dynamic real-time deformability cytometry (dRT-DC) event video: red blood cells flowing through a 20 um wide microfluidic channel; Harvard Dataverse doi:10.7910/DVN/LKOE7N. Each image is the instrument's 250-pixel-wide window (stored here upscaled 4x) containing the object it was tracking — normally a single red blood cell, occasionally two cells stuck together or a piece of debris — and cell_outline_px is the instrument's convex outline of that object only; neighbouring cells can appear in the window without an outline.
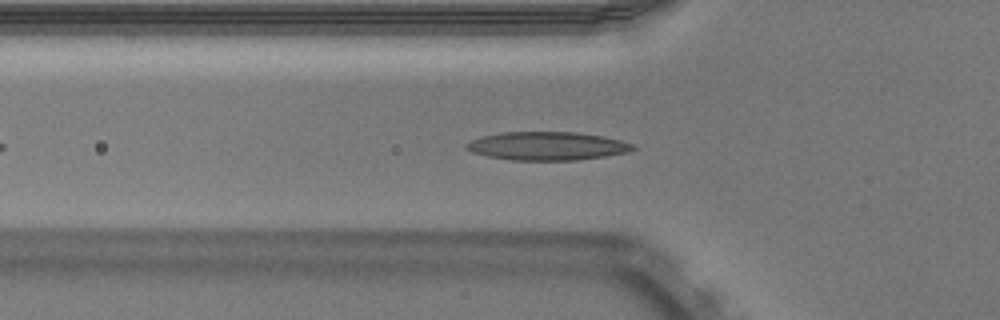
{"species": "Egyptian fruit bat (a non-hibernating species)", "species_latin": "Rousettus aegyptiacus", "temperature_condition": "warm", "stored_images_in_passage": 40, "camera_frame_rate_fps": 3000, "um_per_image_px": 0.085, "animal": {"sex": "male"}, "frame": {"image": 1, "passage_image": 9, "time_ms": 2.667, "image_size_px": [1000, 320], "cell_outline_px": [[636, 148], [628, 152], [604, 156], [576, 160], [512, 160], [488, 156], [472, 152], [464, 148], [464, 144], [472, 140], [484, 136], [500, 132], [576, 132], [604, 136], [620, 140], [632, 144]], "centroid_in_image_um": [46.49, 12.4], "position_along_channel_um": 79.3, "area_um2": 27.46}}
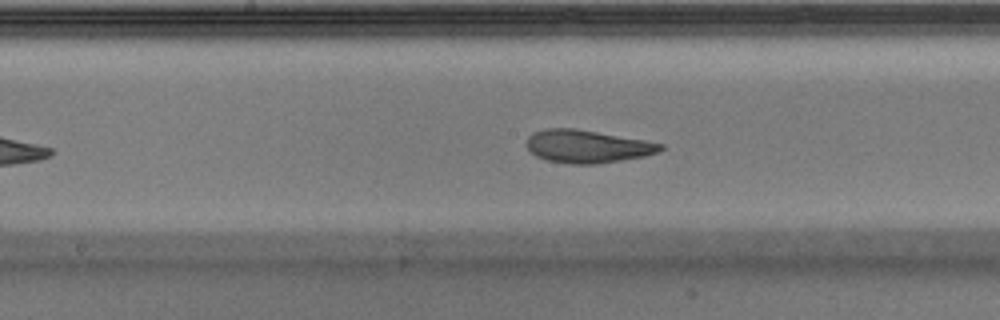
{"frame": {"image": 2, "passage_image": 18, "time_ms": 5.667, "image_size_px": [1000, 320], "cell_outline_px": [[664, 148], [660, 152], [644, 156], [596, 164], [568, 164], [544, 160], [536, 156], [528, 148], [528, 136], [532, 132], [544, 128], [576, 128], [644, 140], [664, 144]], "centroid_in_image_um": [49.91, 12.44], "position_along_channel_um": 198.3, "area_um2": 25.72}}
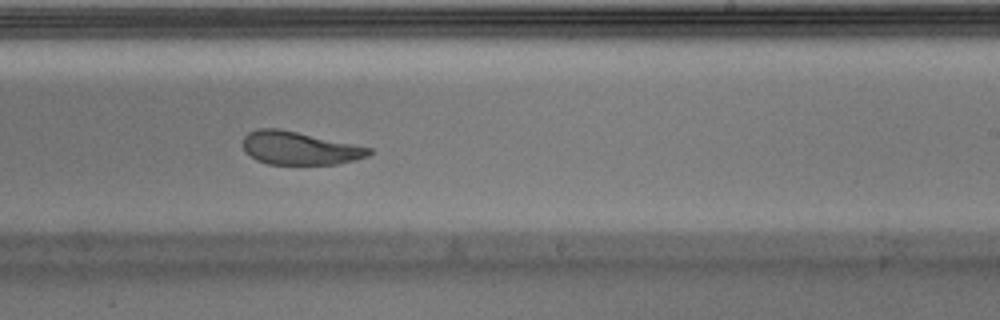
{"frame": {"image": 3, "passage_image": 23, "time_ms": 7.333, "image_size_px": [1000, 320], "cell_outline_px": [[372, 152], [368, 156], [356, 160], [336, 164], [268, 164], [256, 160], [244, 152], [244, 136], [248, 132], [260, 128], [276, 128], [296, 132], [372, 148]], "centroid_in_image_um": [25.44, 12.6], "position_along_channel_um": 263.6, "area_um2": 24.1}, "authors_computed_cell_mechanics": {"area_um2": 26.1834, "velocity_mm_per_s": 3.9319, "shape_relaxation_time_tau1_ms": 4.1265, "shape_relaxation_time_tau2_ms": 1.4522, "deformation_change_tau1": 0.1659, "deformation_change_tau2": 0.0982}}